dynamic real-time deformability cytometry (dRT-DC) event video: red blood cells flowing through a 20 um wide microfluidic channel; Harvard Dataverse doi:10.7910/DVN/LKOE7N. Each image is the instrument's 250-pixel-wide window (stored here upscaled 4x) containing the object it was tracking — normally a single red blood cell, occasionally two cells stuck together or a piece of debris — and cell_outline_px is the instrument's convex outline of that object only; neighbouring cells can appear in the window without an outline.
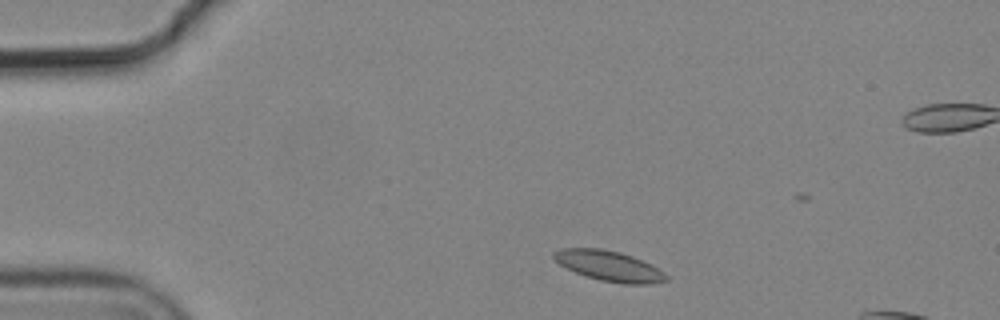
{"species": "common noctule bat (a hibernating species)", "species_latin": "Nyctalus noctula", "temperature_condition": "cold", "stored_images_in_passage": 3, "camera_frame_rate_fps": 3000, "um_per_image_px": 0.085, "animal": {"sex": "male", "body_mass_g": 19.2, "forearm_length_mm": 51.8}, "frame": {"image": 1, "passage_image": 2, "time_ms": 0.333, "image_size_px": [1000, 320], "cell_outline_px": [[668, 280], [652, 284], [624, 284], [600, 280], [576, 272], [560, 264], [552, 256], [552, 252], [560, 248], [600, 248], [620, 252], [632, 256], [664, 272], [668, 276]], "centroid_in_image_um": [51.76, 22.6], "position_along_channel_um": 33.2, "area_um2": 19.59}}